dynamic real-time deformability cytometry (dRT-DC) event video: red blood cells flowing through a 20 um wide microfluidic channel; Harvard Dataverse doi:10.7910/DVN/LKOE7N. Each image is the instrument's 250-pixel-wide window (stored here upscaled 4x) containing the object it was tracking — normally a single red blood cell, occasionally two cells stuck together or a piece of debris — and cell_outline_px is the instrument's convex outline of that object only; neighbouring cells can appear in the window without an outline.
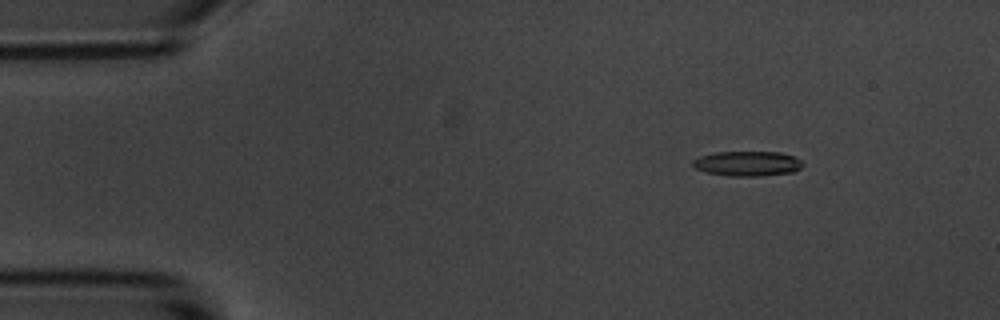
{"species": "common noctule bat (a hibernating species)", "species_latin": "Nyctalus noctula", "temperature_condition": "room temperature", "stored_images_in_passage": 5, "camera_frame_rate_fps": 3000, "um_per_image_px": 0.085, "animal": {"sex": "male", "body_mass_g": 20.1, "forearm_length_mm": 53.5}, "frame": {"image": 1, "passage_image": 2, "time_ms": 1.0, "image_size_px": [1000, 320], "cell_outline_px": [[804, 164], [800, 168], [792, 172], [760, 176], [728, 176], [708, 172], [696, 168], [692, 164], [692, 160], [700, 156], [716, 152], [780, 152], [792, 156], [800, 160]], "centroid_in_image_um": [63.53, 13.9], "position_along_channel_um": 21.5, "area_um2": 15.84}}